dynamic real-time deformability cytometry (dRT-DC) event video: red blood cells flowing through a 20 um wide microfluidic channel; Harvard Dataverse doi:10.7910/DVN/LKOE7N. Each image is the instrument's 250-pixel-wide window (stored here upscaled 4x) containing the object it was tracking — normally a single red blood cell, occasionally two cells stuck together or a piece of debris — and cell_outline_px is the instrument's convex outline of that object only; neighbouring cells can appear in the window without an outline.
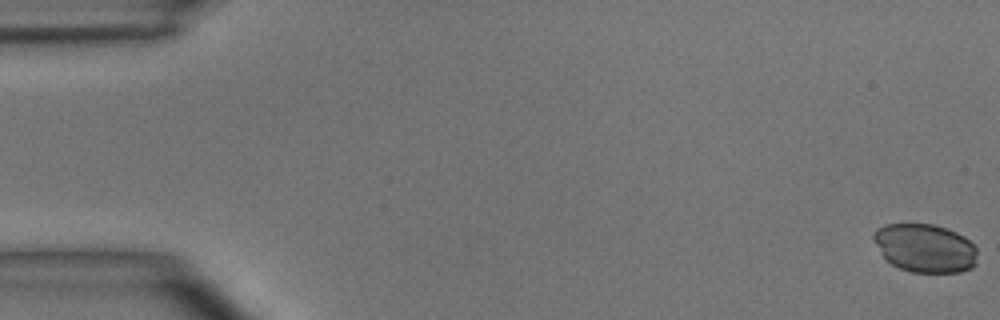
{"species": "common noctule bat (a hibernating species)", "species_latin": "Nyctalus noctula", "temperature_condition": "room temperature", "stored_images_in_passage": 51, "camera_frame_rate_fps": 3000, "um_per_image_px": 0.085, "animal": {"sex": "male", "body_mass_g": 15.6}, "frame": {"image": 1, "passage_image": 1, "time_ms": 0.0, "image_size_px": [1000, 320], "cell_outline_px": [[976, 264], [972, 268], [960, 272], [912, 272], [900, 268], [892, 264], [880, 252], [872, 236], [872, 232], [876, 228], [884, 224], [932, 224], [956, 232], [964, 236], [976, 248]], "centroid_in_image_um": [78.62, 21.08], "position_along_channel_um": 6.4, "area_um2": 29.25}}
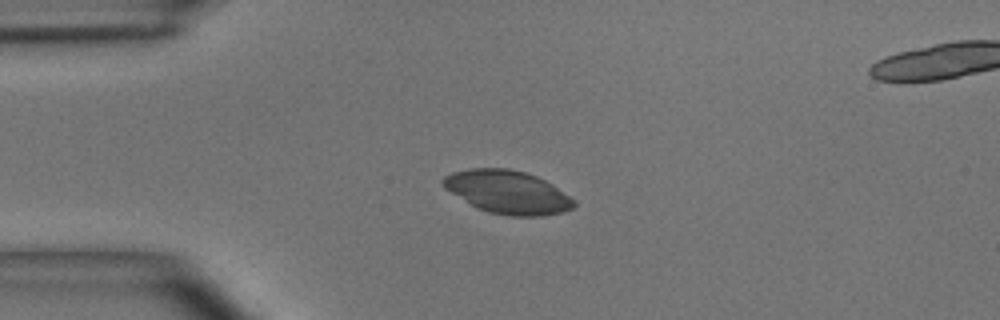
{"frame": {"image": 2, "passage_image": 13, "time_ms": 4.0, "image_size_px": [1000, 320], "cell_outline_px": [[576, 204], [572, 208], [564, 212], [540, 216], [508, 216], [488, 212], [476, 208], [444, 188], [440, 184], [440, 180], [444, 176], [452, 172], [468, 168], [508, 168], [524, 172], [536, 176], [552, 184], [576, 200]], "centroid_in_image_um": [43.12, 16.33], "position_along_channel_um": 41.9, "area_um2": 33.18}}
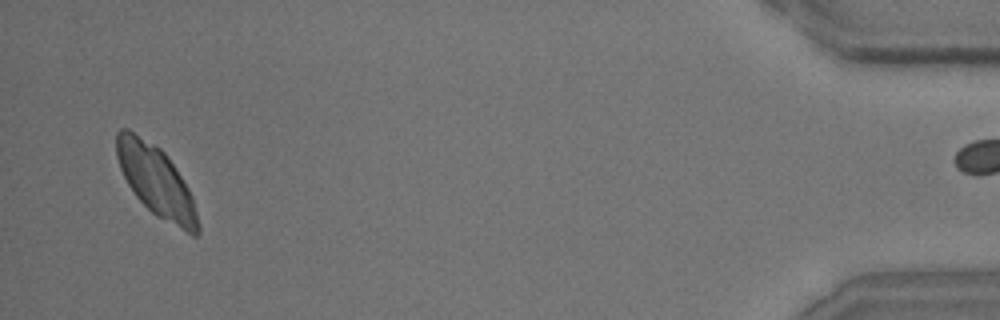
{"frame": {"image": 3, "passage_image": 50, "time_ms": 16.333, "image_size_px": [1000, 320], "cell_outline_px": [[200, 232], [196, 236], [192, 236], [156, 216], [136, 196], [128, 184], [120, 168], [116, 156], [116, 132], [120, 128], [128, 128], [160, 148], [164, 152], [188, 188], [192, 196], [200, 224]], "centroid_in_image_um": [13.27, 15.41], "position_along_channel_um": 421.9, "area_um2": 33.41}}